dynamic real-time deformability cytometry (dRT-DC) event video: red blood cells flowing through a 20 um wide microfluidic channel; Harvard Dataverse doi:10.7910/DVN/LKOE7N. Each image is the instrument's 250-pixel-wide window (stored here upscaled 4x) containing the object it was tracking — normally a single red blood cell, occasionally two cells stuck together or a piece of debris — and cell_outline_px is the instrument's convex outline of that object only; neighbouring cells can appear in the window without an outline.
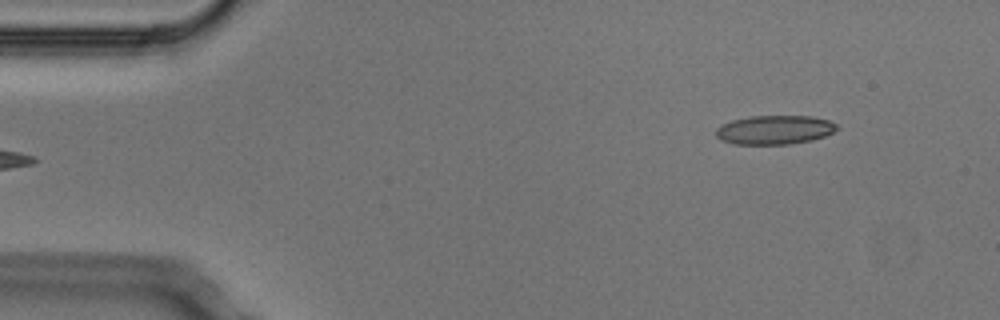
{"species": "Egyptian fruit bat (a non-hibernating species)", "species_latin": "Rousettus aegyptiacus", "temperature_condition": "cold", "stored_images_in_passage": 3, "segment_of_instrument_passage": [2, 2], "camera_frame_rate_fps": 3000, "um_per_image_px": 0.085, "animal": {"sex": "male"}, "frame": {"image": 1, "passage_image": 3, "time_ms": 0.667, "image_size_px": [1000, 320], "cell_outline_px": [[840, 128], [824, 136], [812, 140], [788, 144], [736, 144], [720, 140], [716, 136], [716, 128], [732, 120], [752, 116], [812, 116], [828, 120], [836, 124]], "centroid_in_image_um": [65.85, 11.03], "position_along_channel_um": 19.2, "area_um2": 20.35}}